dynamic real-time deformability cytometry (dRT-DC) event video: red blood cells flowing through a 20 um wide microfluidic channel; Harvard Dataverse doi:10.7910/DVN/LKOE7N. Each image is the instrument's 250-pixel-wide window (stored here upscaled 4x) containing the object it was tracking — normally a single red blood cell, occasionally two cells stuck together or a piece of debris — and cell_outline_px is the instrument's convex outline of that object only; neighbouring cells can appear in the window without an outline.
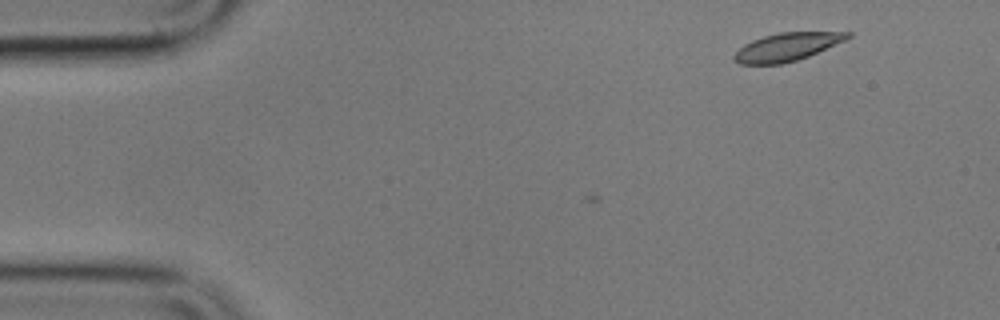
{"species": "common noctule bat (a hibernating species)", "species_latin": "Nyctalus noctula", "temperature_condition": "cold", "stored_images_in_passage": 4, "camera_frame_rate_fps": 3000, "um_per_image_px": 0.085, "animal": {"sex": "male", "body_mass_g": 17.9}, "frame": {"image": 1, "passage_image": 4, "time_ms": 1.0, "image_size_px": [1000, 320], "cell_outline_px": [[852, 36], [844, 40], [808, 56], [796, 60], [780, 64], [740, 64], [732, 60], [732, 56], [744, 44], [752, 40], [764, 36], [780, 32], [852, 32]], "centroid_in_image_um": [66.84, 3.99], "position_along_channel_um": 18.2, "area_um2": 18.32}}